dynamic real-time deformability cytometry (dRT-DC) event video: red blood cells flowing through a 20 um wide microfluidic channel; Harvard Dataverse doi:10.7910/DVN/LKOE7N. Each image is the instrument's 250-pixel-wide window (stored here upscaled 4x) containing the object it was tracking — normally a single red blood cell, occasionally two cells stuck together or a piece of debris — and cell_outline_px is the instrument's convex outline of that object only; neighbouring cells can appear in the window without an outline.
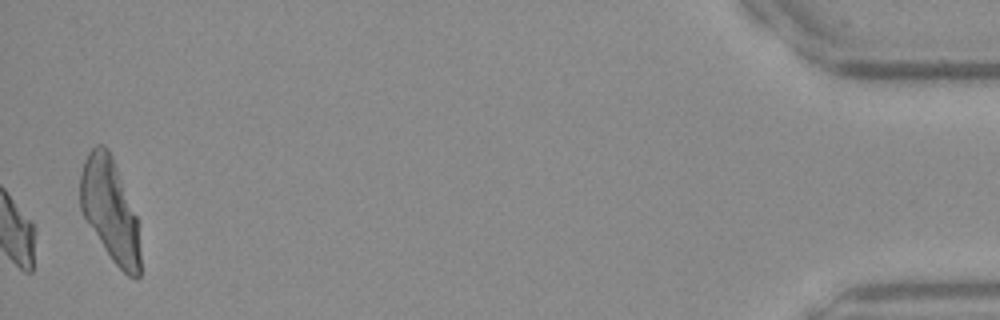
{"species": "Egyptian fruit bat (a non-hibernating species)", "species_latin": "Rousettus aegyptiacus", "temperature_condition": "warm", "stored_images_in_passage": 42, "camera_frame_rate_fps": 3000, "um_per_image_px": 0.085, "frame": {"image": 1, "passage_image": 42, "time_ms": 13.667, "image_size_px": [1000, 320], "cell_outline_px": [[140, 276], [136, 280], [128, 276], [112, 260], [104, 248], [84, 216], [80, 208], [80, 176], [84, 160], [88, 152], [96, 144], [104, 144], [108, 148], [112, 156], [136, 216], [140, 252]], "centroid_in_image_um": [9.35, 17.84], "position_along_channel_um": 425.9, "area_um2": 35.55}}